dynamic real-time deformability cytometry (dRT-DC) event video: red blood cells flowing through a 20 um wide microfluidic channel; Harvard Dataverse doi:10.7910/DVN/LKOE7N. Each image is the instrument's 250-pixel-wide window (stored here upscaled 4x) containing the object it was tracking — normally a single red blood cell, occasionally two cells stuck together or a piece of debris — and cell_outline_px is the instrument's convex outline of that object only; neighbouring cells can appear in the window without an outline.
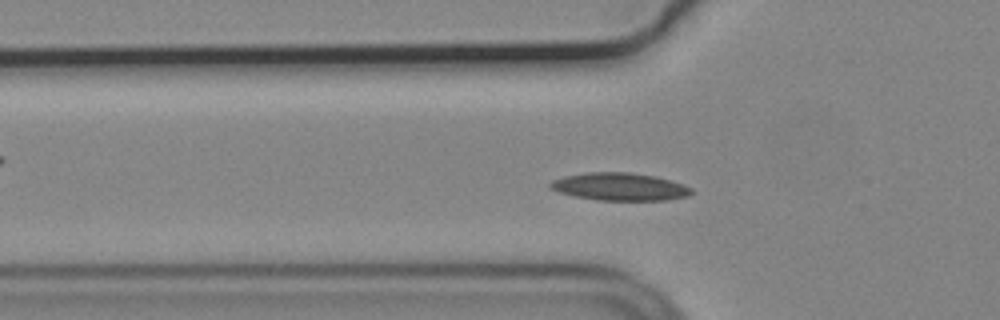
{"species": "common noctule bat (a hibernating species)", "species_latin": "Nyctalus noctula", "temperature_condition": "cold", "stored_images_in_passage": 53, "camera_frame_rate_fps": 3000, "um_per_image_px": 0.085, "animal": {"sex": "male", "body_mass_g": 19.2, "forearm_length_mm": 51.8}, "frame": {"image": 1, "passage_image": 15, "time_ms": 4.667, "image_size_px": [1000, 320], "cell_outline_px": [[692, 192], [688, 196], [668, 200], [596, 200], [576, 196], [560, 192], [548, 188], [548, 184], [552, 180], [564, 176], [584, 172], [628, 172], [656, 176], [684, 184], [692, 188]], "centroid_in_image_um": [52.67, 15.86], "position_along_channel_um": 73.1, "area_um2": 22.89}}
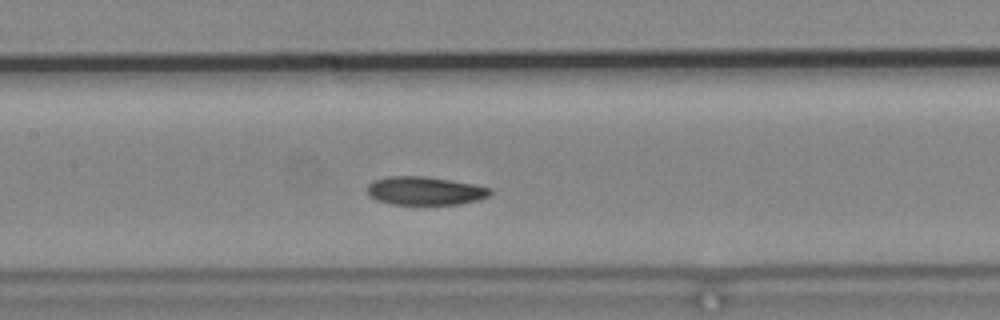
{"frame": {"image": 2, "passage_image": 23, "time_ms": 7.333, "image_size_px": [1000, 320], "cell_outline_px": [[492, 192], [488, 196], [480, 200], [460, 204], [392, 204], [376, 200], [368, 192], [368, 184], [372, 180], [388, 176], [424, 176], [472, 184], [492, 188]], "centroid_in_image_um": [36.13, 16.22], "position_along_channel_um": 171.3, "area_um2": 20.23}}
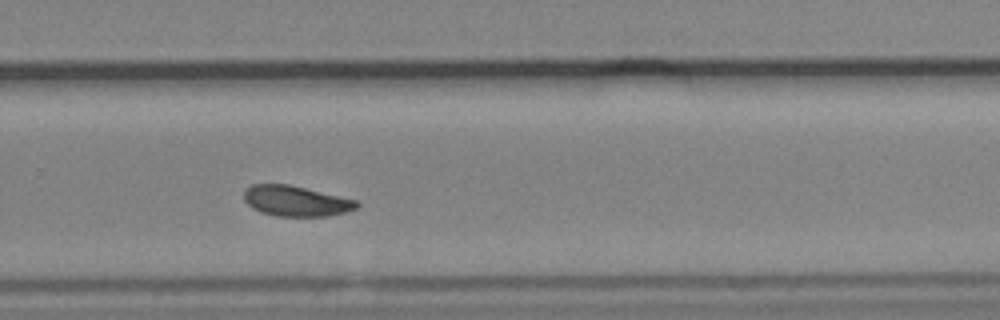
{"frame": {"image": 3, "passage_image": 34, "time_ms": 11.0, "image_size_px": [1000, 320], "cell_outline_px": [[360, 204], [356, 208], [344, 212], [328, 216], [276, 216], [260, 212], [252, 208], [244, 200], [244, 188], [252, 184], [288, 184], [356, 200]], "centroid_in_image_um": [25.1, 17.08], "position_along_channel_um": 304.7, "area_um2": 19.94}, "authors_computed_cell_mechanics": {"area_um2": 20.2878, "velocity_mm_per_s": 3.6546, "shape_relaxation_time_tau1_ms": null, "shape_relaxation_time_tau2_ms": 4.3218, "deformation_change_tau1": null, "deformation_change_tau2": 0.0808}}